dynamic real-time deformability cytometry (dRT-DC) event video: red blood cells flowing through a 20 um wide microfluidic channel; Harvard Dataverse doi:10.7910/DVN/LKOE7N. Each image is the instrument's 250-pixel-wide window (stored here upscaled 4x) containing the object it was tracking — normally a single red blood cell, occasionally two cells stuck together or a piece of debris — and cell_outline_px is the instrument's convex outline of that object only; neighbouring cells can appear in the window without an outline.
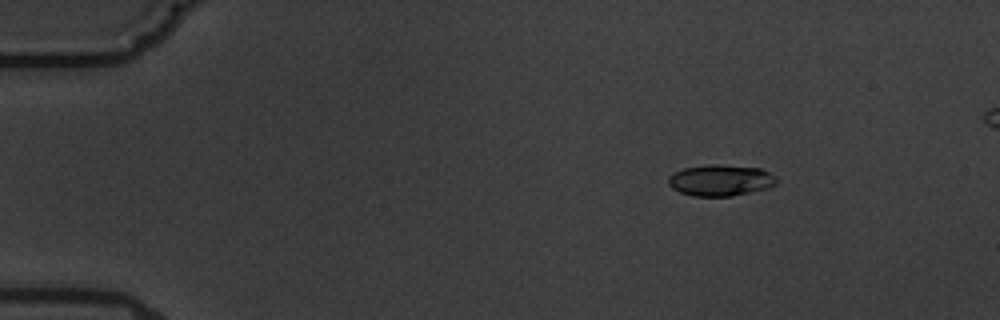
{"species": "common noctule bat (a hibernating species)", "species_latin": "Nyctalus noctula", "temperature_condition": "warm", "stored_images_in_passage": 7, "camera_frame_rate_fps": 3000, "um_per_image_px": 0.085, "animal": {"sex": "male", "body_mass_g": 19.5, "forearm_length_mm": 54.6}, "frame": {"image": 1, "passage_image": 2, "time_ms": 2.0, "image_size_px": [1000, 320], "cell_outline_px": [[776, 184], [768, 188], [732, 196], [692, 196], [680, 192], [672, 188], [668, 184], [668, 176], [684, 168], [708, 164], [720, 164], [760, 168], [776, 176]], "centroid_in_image_um": [61.24, 15.32], "position_along_channel_um": 23.8, "area_um2": 19.77}}
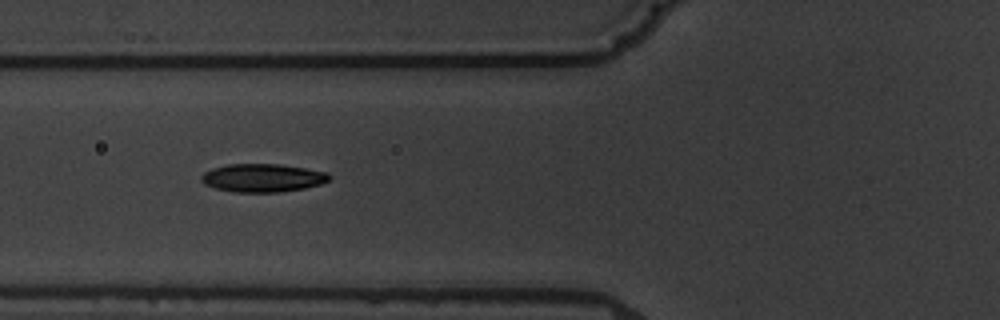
{"frame": {"image": 2, "passage_image": 6, "time_ms": 6.667, "image_size_px": [1000, 320], "cell_outline_px": [[332, 176], [328, 180], [320, 184], [304, 188], [280, 192], [232, 192], [216, 188], [204, 184], [200, 180], [200, 176], [204, 172], [212, 168], [228, 164], [280, 164], [328, 172]], "centroid_in_image_um": [22.3, 15.12], "position_along_channel_um": 103.5, "area_um2": 21.1}}
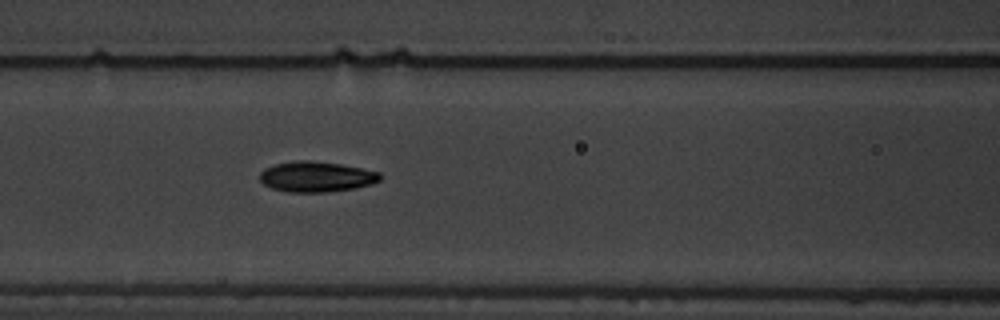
{"frame": {"image": 3, "passage_image": 7, "time_ms": 7.667, "image_size_px": [1000, 320], "cell_outline_px": [[380, 180], [372, 184], [356, 188], [324, 192], [288, 192], [272, 188], [264, 184], [260, 180], [260, 172], [264, 168], [276, 164], [296, 160], [308, 160], [340, 164], [380, 172]], "centroid_in_image_um": [26.88, 15.02], "position_along_channel_um": 139.7, "area_um2": 21.27}}